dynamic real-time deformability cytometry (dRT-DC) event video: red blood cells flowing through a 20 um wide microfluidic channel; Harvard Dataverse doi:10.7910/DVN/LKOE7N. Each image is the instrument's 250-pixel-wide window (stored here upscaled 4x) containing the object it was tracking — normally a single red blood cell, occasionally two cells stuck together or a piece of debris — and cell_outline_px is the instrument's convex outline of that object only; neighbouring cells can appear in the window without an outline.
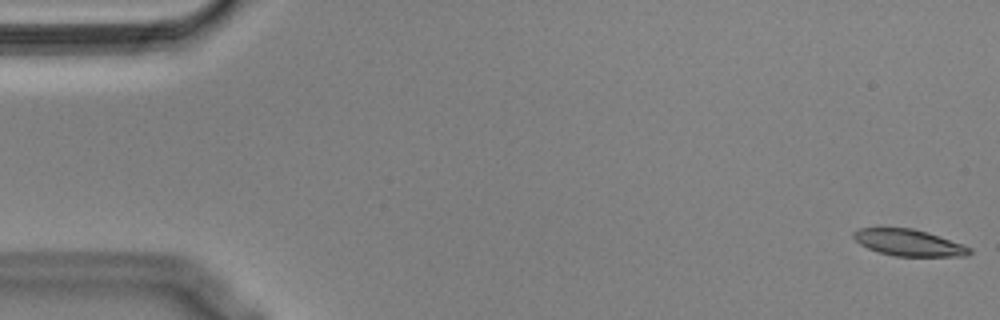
{"species": "Egyptian fruit bat (a non-hibernating species)", "species_latin": "Rousettus aegyptiacus", "temperature_condition": "cold", "stored_images_in_passage": 56, "camera_frame_rate_fps": 3000, "um_per_image_px": 0.085, "animal": {"sex": "male"}, "frame": {"image": 1, "passage_image": 1, "time_ms": 0.0, "image_size_px": [1000, 320], "cell_outline_px": [[972, 252], [968, 256], [896, 256], [880, 252], [868, 248], [860, 244], [852, 236], [852, 232], [856, 228], [912, 228], [928, 232], [940, 236], [972, 248]], "centroid_in_image_um": [77.25, 20.62], "position_along_channel_um": 7.8, "area_um2": 17.92}}
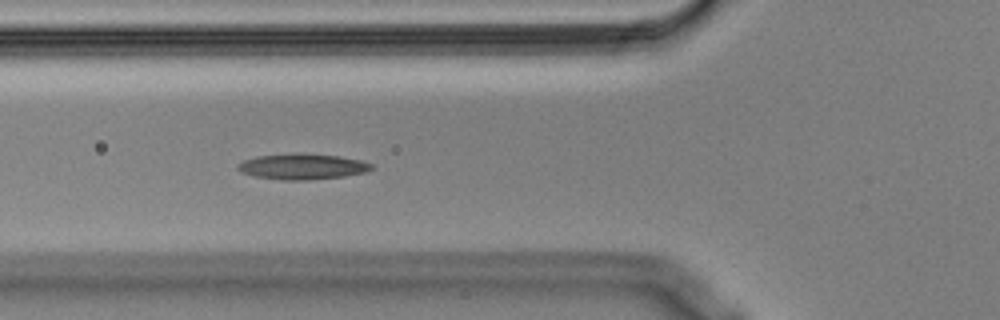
{"frame": {"image": 2, "passage_image": 20, "time_ms": 6.333, "image_size_px": [1000, 320], "cell_outline_px": [[372, 168], [364, 172], [344, 176], [308, 180], [280, 180], [256, 176], [240, 172], [236, 168], [236, 164], [244, 160], [256, 156], [340, 156], [360, 160], [372, 164]], "centroid_in_image_um": [25.67, 14.21], "position_along_channel_um": 100.1, "area_um2": 18.96}}
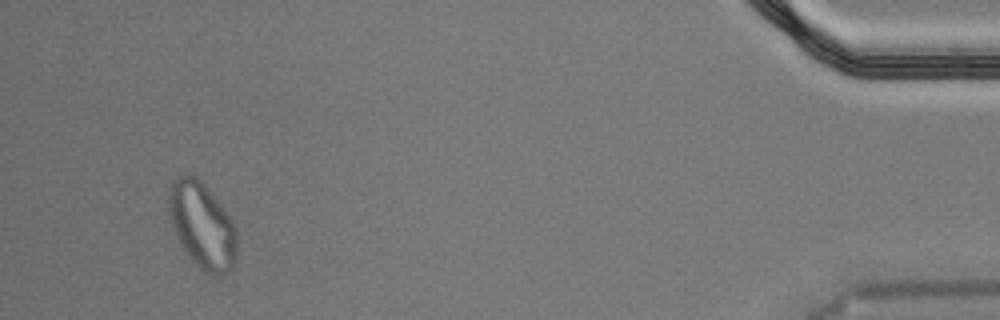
{"frame": {"image": 3, "passage_image": 53, "time_ms": 17.333, "image_size_px": [1000, 320], "cell_outline_px": [[236, 260], [232, 268], [228, 272], [220, 276], [212, 276], [200, 268], [192, 260], [176, 236], [172, 224], [168, 208], [168, 184], [176, 176], [196, 176], [200, 180], [220, 204], [232, 220], [236, 228]], "centroid_in_image_um": [17.18, 19.17], "position_along_channel_um": 418.0, "area_um2": 34.04}}